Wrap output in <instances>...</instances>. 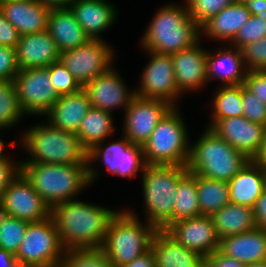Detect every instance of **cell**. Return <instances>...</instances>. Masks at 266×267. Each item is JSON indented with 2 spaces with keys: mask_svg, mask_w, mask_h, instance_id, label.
Masks as SVG:
<instances>
[{
  "mask_svg": "<svg viewBox=\"0 0 266 267\" xmlns=\"http://www.w3.org/2000/svg\"><path fill=\"white\" fill-rule=\"evenodd\" d=\"M118 211L71 199L51 209L62 246L66 249L100 248Z\"/></svg>",
  "mask_w": 266,
  "mask_h": 267,
  "instance_id": "cell-1",
  "label": "cell"
},
{
  "mask_svg": "<svg viewBox=\"0 0 266 267\" xmlns=\"http://www.w3.org/2000/svg\"><path fill=\"white\" fill-rule=\"evenodd\" d=\"M184 3V6L166 4L157 10L140 42L144 51L171 55L200 40V27L189 16Z\"/></svg>",
  "mask_w": 266,
  "mask_h": 267,
  "instance_id": "cell-2",
  "label": "cell"
},
{
  "mask_svg": "<svg viewBox=\"0 0 266 267\" xmlns=\"http://www.w3.org/2000/svg\"><path fill=\"white\" fill-rule=\"evenodd\" d=\"M20 172L51 209L90 185L88 164L20 163Z\"/></svg>",
  "mask_w": 266,
  "mask_h": 267,
  "instance_id": "cell-3",
  "label": "cell"
},
{
  "mask_svg": "<svg viewBox=\"0 0 266 267\" xmlns=\"http://www.w3.org/2000/svg\"><path fill=\"white\" fill-rule=\"evenodd\" d=\"M22 147L30 155L20 163L88 164L87 150L75 133L47 124H36L22 132Z\"/></svg>",
  "mask_w": 266,
  "mask_h": 267,
  "instance_id": "cell-4",
  "label": "cell"
},
{
  "mask_svg": "<svg viewBox=\"0 0 266 267\" xmlns=\"http://www.w3.org/2000/svg\"><path fill=\"white\" fill-rule=\"evenodd\" d=\"M249 160L207 126L190 145L186 169L204 178L229 182Z\"/></svg>",
  "mask_w": 266,
  "mask_h": 267,
  "instance_id": "cell-5",
  "label": "cell"
},
{
  "mask_svg": "<svg viewBox=\"0 0 266 267\" xmlns=\"http://www.w3.org/2000/svg\"><path fill=\"white\" fill-rule=\"evenodd\" d=\"M139 220L133 210L125 209L118 211L110 221L100 248L112 267H122L150 249L157 229Z\"/></svg>",
  "mask_w": 266,
  "mask_h": 267,
  "instance_id": "cell-6",
  "label": "cell"
},
{
  "mask_svg": "<svg viewBox=\"0 0 266 267\" xmlns=\"http://www.w3.org/2000/svg\"><path fill=\"white\" fill-rule=\"evenodd\" d=\"M187 172L186 166L147 165L142 173L146 221L157 230L173 223L178 182Z\"/></svg>",
  "mask_w": 266,
  "mask_h": 267,
  "instance_id": "cell-7",
  "label": "cell"
},
{
  "mask_svg": "<svg viewBox=\"0 0 266 267\" xmlns=\"http://www.w3.org/2000/svg\"><path fill=\"white\" fill-rule=\"evenodd\" d=\"M177 106H173L160 120L142 146L147 165L186 166L190 140Z\"/></svg>",
  "mask_w": 266,
  "mask_h": 267,
  "instance_id": "cell-8",
  "label": "cell"
},
{
  "mask_svg": "<svg viewBox=\"0 0 266 267\" xmlns=\"http://www.w3.org/2000/svg\"><path fill=\"white\" fill-rule=\"evenodd\" d=\"M105 141L99 142L87 151L88 179L90 184L98 177V170L92 166V162L101 160L108 172L121 177L132 178L138 171L144 172L145 162L141 145L133 144L124 135L121 140L112 142L108 146ZM104 145V146H103ZM106 146V147H105Z\"/></svg>",
  "mask_w": 266,
  "mask_h": 267,
  "instance_id": "cell-9",
  "label": "cell"
},
{
  "mask_svg": "<svg viewBox=\"0 0 266 267\" xmlns=\"http://www.w3.org/2000/svg\"><path fill=\"white\" fill-rule=\"evenodd\" d=\"M65 250L50 216L43 221L28 224L15 259L24 266L60 263Z\"/></svg>",
  "mask_w": 266,
  "mask_h": 267,
  "instance_id": "cell-10",
  "label": "cell"
},
{
  "mask_svg": "<svg viewBox=\"0 0 266 267\" xmlns=\"http://www.w3.org/2000/svg\"><path fill=\"white\" fill-rule=\"evenodd\" d=\"M13 83L25 115L44 116L60 97L52 85L48 67L19 69Z\"/></svg>",
  "mask_w": 266,
  "mask_h": 267,
  "instance_id": "cell-11",
  "label": "cell"
},
{
  "mask_svg": "<svg viewBox=\"0 0 266 267\" xmlns=\"http://www.w3.org/2000/svg\"><path fill=\"white\" fill-rule=\"evenodd\" d=\"M114 52L105 40H89L86 44L60 53L61 62L83 87L112 68Z\"/></svg>",
  "mask_w": 266,
  "mask_h": 267,
  "instance_id": "cell-12",
  "label": "cell"
},
{
  "mask_svg": "<svg viewBox=\"0 0 266 267\" xmlns=\"http://www.w3.org/2000/svg\"><path fill=\"white\" fill-rule=\"evenodd\" d=\"M0 213L34 223L48 219L51 208L19 172L3 192Z\"/></svg>",
  "mask_w": 266,
  "mask_h": 267,
  "instance_id": "cell-13",
  "label": "cell"
},
{
  "mask_svg": "<svg viewBox=\"0 0 266 267\" xmlns=\"http://www.w3.org/2000/svg\"><path fill=\"white\" fill-rule=\"evenodd\" d=\"M146 52L150 60L142 71L140 88L135 89V94L141 98L166 100L176 106L182 94L176 86L171 55Z\"/></svg>",
  "mask_w": 266,
  "mask_h": 267,
  "instance_id": "cell-14",
  "label": "cell"
},
{
  "mask_svg": "<svg viewBox=\"0 0 266 267\" xmlns=\"http://www.w3.org/2000/svg\"><path fill=\"white\" fill-rule=\"evenodd\" d=\"M172 107L166 100L141 98L136 95L124 112L123 135L133 144L143 146Z\"/></svg>",
  "mask_w": 266,
  "mask_h": 267,
  "instance_id": "cell-15",
  "label": "cell"
},
{
  "mask_svg": "<svg viewBox=\"0 0 266 267\" xmlns=\"http://www.w3.org/2000/svg\"><path fill=\"white\" fill-rule=\"evenodd\" d=\"M208 128L253 160L262 150L265 138V125L251 122L244 116L211 120Z\"/></svg>",
  "mask_w": 266,
  "mask_h": 267,
  "instance_id": "cell-16",
  "label": "cell"
},
{
  "mask_svg": "<svg viewBox=\"0 0 266 267\" xmlns=\"http://www.w3.org/2000/svg\"><path fill=\"white\" fill-rule=\"evenodd\" d=\"M177 243L203 258L219 249L214 221L209 215H199L170 224L164 230Z\"/></svg>",
  "mask_w": 266,
  "mask_h": 267,
  "instance_id": "cell-17",
  "label": "cell"
},
{
  "mask_svg": "<svg viewBox=\"0 0 266 267\" xmlns=\"http://www.w3.org/2000/svg\"><path fill=\"white\" fill-rule=\"evenodd\" d=\"M90 100L91 107L112 113L114 109L125 111L136 96L135 90H129L115 68L95 77L83 87Z\"/></svg>",
  "mask_w": 266,
  "mask_h": 267,
  "instance_id": "cell-18",
  "label": "cell"
},
{
  "mask_svg": "<svg viewBox=\"0 0 266 267\" xmlns=\"http://www.w3.org/2000/svg\"><path fill=\"white\" fill-rule=\"evenodd\" d=\"M207 50L200 46V40L190 48L171 54L176 86L185 92L203 88L207 80Z\"/></svg>",
  "mask_w": 266,
  "mask_h": 267,
  "instance_id": "cell-19",
  "label": "cell"
},
{
  "mask_svg": "<svg viewBox=\"0 0 266 267\" xmlns=\"http://www.w3.org/2000/svg\"><path fill=\"white\" fill-rule=\"evenodd\" d=\"M68 8L91 40L112 26L118 16L116 7L106 0H73Z\"/></svg>",
  "mask_w": 266,
  "mask_h": 267,
  "instance_id": "cell-20",
  "label": "cell"
},
{
  "mask_svg": "<svg viewBox=\"0 0 266 267\" xmlns=\"http://www.w3.org/2000/svg\"><path fill=\"white\" fill-rule=\"evenodd\" d=\"M59 58L60 52L48 31L21 35L16 45L19 69L45 68Z\"/></svg>",
  "mask_w": 266,
  "mask_h": 267,
  "instance_id": "cell-21",
  "label": "cell"
},
{
  "mask_svg": "<svg viewBox=\"0 0 266 267\" xmlns=\"http://www.w3.org/2000/svg\"><path fill=\"white\" fill-rule=\"evenodd\" d=\"M0 10L20 36L47 31L51 8L39 1H0Z\"/></svg>",
  "mask_w": 266,
  "mask_h": 267,
  "instance_id": "cell-22",
  "label": "cell"
},
{
  "mask_svg": "<svg viewBox=\"0 0 266 267\" xmlns=\"http://www.w3.org/2000/svg\"><path fill=\"white\" fill-rule=\"evenodd\" d=\"M231 47V49H230ZM207 51V80H220L222 86L244 84L248 69L237 47ZM217 52V53H216Z\"/></svg>",
  "mask_w": 266,
  "mask_h": 267,
  "instance_id": "cell-23",
  "label": "cell"
},
{
  "mask_svg": "<svg viewBox=\"0 0 266 267\" xmlns=\"http://www.w3.org/2000/svg\"><path fill=\"white\" fill-rule=\"evenodd\" d=\"M90 108L86 91L81 88L75 93L60 95L44 116L48 117V122L52 126L76 134Z\"/></svg>",
  "mask_w": 266,
  "mask_h": 267,
  "instance_id": "cell-24",
  "label": "cell"
},
{
  "mask_svg": "<svg viewBox=\"0 0 266 267\" xmlns=\"http://www.w3.org/2000/svg\"><path fill=\"white\" fill-rule=\"evenodd\" d=\"M218 250L245 265L266 261V231L256 227L245 233L222 238Z\"/></svg>",
  "mask_w": 266,
  "mask_h": 267,
  "instance_id": "cell-25",
  "label": "cell"
},
{
  "mask_svg": "<svg viewBox=\"0 0 266 267\" xmlns=\"http://www.w3.org/2000/svg\"><path fill=\"white\" fill-rule=\"evenodd\" d=\"M230 202L253 208L256 200L266 189V172L254 160L245 166L228 182Z\"/></svg>",
  "mask_w": 266,
  "mask_h": 267,
  "instance_id": "cell-26",
  "label": "cell"
},
{
  "mask_svg": "<svg viewBox=\"0 0 266 267\" xmlns=\"http://www.w3.org/2000/svg\"><path fill=\"white\" fill-rule=\"evenodd\" d=\"M150 248L156 267H204L205 258L177 243L164 230L155 232Z\"/></svg>",
  "mask_w": 266,
  "mask_h": 267,
  "instance_id": "cell-27",
  "label": "cell"
},
{
  "mask_svg": "<svg viewBox=\"0 0 266 267\" xmlns=\"http://www.w3.org/2000/svg\"><path fill=\"white\" fill-rule=\"evenodd\" d=\"M250 16L244 3H232L200 27V38L205 35L207 38L231 43Z\"/></svg>",
  "mask_w": 266,
  "mask_h": 267,
  "instance_id": "cell-28",
  "label": "cell"
},
{
  "mask_svg": "<svg viewBox=\"0 0 266 267\" xmlns=\"http://www.w3.org/2000/svg\"><path fill=\"white\" fill-rule=\"evenodd\" d=\"M47 31L60 53L84 45L90 40L69 8L51 9Z\"/></svg>",
  "mask_w": 266,
  "mask_h": 267,
  "instance_id": "cell-29",
  "label": "cell"
},
{
  "mask_svg": "<svg viewBox=\"0 0 266 267\" xmlns=\"http://www.w3.org/2000/svg\"><path fill=\"white\" fill-rule=\"evenodd\" d=\"M211 217L219 240L257 227L253 208L248 206L229 203Z\"/></svg>",
  "mask_w": 266,
  "mask_h": 267,
  "instance_id": "cell-30",
  "label": "cell"
},
{
  "mask_svg": "<svg viewBox=\"0 0 266 267\" xmlns=\"http://www.w3.org/2000/svg\"><path fill=\"white\" fill-rule=\"evenodd\" d=\"M113 114L91 107L83 118L76 135L82 146L88 151L99 142L114 133Z\"/></svg>",
  "mask_w": 266,
  "mask_h": 267,
  "instance_id": "cell-31",
  "label": "cell"
},
{
  "mask_svg": "<svg viewBox=\"0 0 266 267\" xmlns=\"http://www.w3.org/2000/svg\"><path fill=\"white\" fill-rule=\"evenodd\" d=\"M198 204L201 215L212 216L231 203L228 182L204 178L196 174Z\"/></svg>",
  "mask_w": 266,
  "mask_h": 267,
  "instance_id": "cell-32",
  "label": "cell"
},
{
  "mask_svg": "<svg viewBox=\"0 0 266 267\" xmlns=\"http://www.w3.org/2000/svg\"><path fill=\"white\" fill-rule=\"evenodd\" d=\"M199 215L196 174L188 171L178 182L173 223Z\"/></svg>",
  "mask_w": 266,
  "mask_h": 267,
  "instance_id": "cell-33",
  "label": "cell"
},
{
  "mask_svg": "<svg viewBox=\"0 0 266 267\" xmlns=\"http://www.w3.org/2000/svg\"><path fill=\"white\" fill-rule=\"evenodd\" d=\"M212 99L211 120L243 116L242 84L217 88Z\"/></svg>",
  "mask_w": 266,
  "mask_h": 267,
  "instance_id": "cell-34",
  "label": "cell"
},
{
  "mask_svg": "<svg viewBox=\"0 0 266 267\" xmlns=\"http://www.w3.org/2000/svg\"><path fill=\"white\" fill-rule=\"evenodd\" d=\"M23 115L14 83L0 82V131L20 123Z\"/></svg>",
  "mask_w": 266,
  "mask_h": 267,
  "instance_id": "cell-35",
  "label": "cell"
},
{
  "mask_svg": "<svg viewBox=\"0 0 266 267\" xmlns=\"http://www.w3.org/2000/svg\"><path fill=\"white\" fill-rule=\"evenodd\" d=\"M61 267H112L101 248L65 250Z\"/></svg>",
  "mask_w": 266,
  "mask_h": 267,
  "instance_id": "cell-36",
  "label": "cell"
},
{
  "mask_svg": "<svg viewBox=\"0 0 266 267\" xmlns=\"http://www.w3.org/2000/svg\"><path fill=\"white\" fill-rule=\"evenodd\" d=\"M28 224L24 220L0 213V248L15 255Z\"/></svg>",
  "mask_w": 266,
  "mask_h": 267,
  "instance_id": "cell-37",
  "label": "cell"
},
{
  "mask_svg": "<svg viewBox=\"0 0 266 267\" xmlns=\"http://www.w3.org/2000/svg\"><path fill=\"white\" fill-rule=\"evenodd\" d=\"M264 37H266V15H251L229 46L241 50L248 44Z\"/></svg>",
  "mask_w": 266,
  "mask_h": 267,
  "instance_id": "cell-38",
  "label": "cell"
},
{
  "mask_svg": "<svg viewBox=\"0 0 266 267\" xmlns=\"http://www.w3.org/2000/svg\"><path fill=\"white\" fill-rule=\"evenodd\" d=\"M189 16L201 27L210 18L233 3V0H184Z\"/></svg>",
  "mask_w": 266,
  "mask_h": 267,
  "instance_id": "cell-39",
  "label": "cell"
},
{
  "mask_svg": "<svg viewBox=\"0 0 266 267\" xmlns=\"http://www.w3.org/2000/svg\"><path fill=\"white\" fill-rule=\"evenodd\" d=\"M48 68L52 85L59 95L75 93L82 88L61 60L53 62Z\"/></svg>",
  "mask_w": 266,
  "mask_h": 267,
  "instance_id": "cell-40",
  "label": "cell"
},
{
  "mask_svg": "<svg viewBox=\"0 0 266 267\" xmlns=\"http://www.w3.org/2000/svg\"><path fill=\"white\" fill-rule=\"evenodd\" d=\"M241 51L248 71L266 70V37L248 44Z\"/></svg>",
  "mask_w": 266,
  "mask_h": 267,
  "instance_id": "cell-41",
  "label": "cell"
},
{
  "mask_svg": "<svg viewBox=\"0 0 266 267\" xmlns=\"http://www.w3.org/2000/svg\"><path fill=\"white\" fill-rule=\"evenodd\" d=\"M243 116L251 122L266 126V103L254 97V94L242 84Z\"/></svg>",
  "mask_w": 266,
  "mask_h": 267,
  "instance_id": "cell-42",
  "label": "cell"
},
{
  "mask_svg": "<svg viewBox=\"0 0 266 267\" xmlns=\"http://www.w3.org/2000/svg\"><path fill=\"white\" fill-rule=\"evenodd\" d=\"M18 71L16 47L0 45V82H13Z\"/></svg>",
  "mask_w": 266,
  "mask_h": 267,
  "instance_id": "cell-43",
  "label": "cell"
},
{
  "mask_svg": "<svg viewBox=\"0 0 266 267\" xmlns=\"http://www.w3.org/2000/svg\"><path fill=\"white\" fill-rule=\"evenodd\" d=\"M244 86L254 94V97L266 103V70L248 71Z\"/></svg>",
  "mask_w": 266,
  "mask_h": 267,
  "instance_id": "cell-44",
  "label": "cell"
},
{
  "mask_svg": "<svg viewBox=\"0 0 266 267\" xmlns=\"http://www.w3.org/2000/svg\"><path fill=\"white\" fill-rule=\"evenodd\" d=\"M20 172V162H13L5 153L0 157V203L3 192Z\"/></svg>",
  "mask_w": 266,
  "mask_h": 267,
  "instance_id": "cell-45",
  "label": "cell"
},
{
  "mask_svg": "<svg viewBox=\"0 0 266 267\" xmlns=\"http://www.w3.org/2000/svg\"><path fill=\"white\" fill-rule=\"evenodd\" d=\"M20 38L17 29L6 20L0 10V45L16 47Z\"/></svg>",
  "mask_w": 266,
  "mask_h": 267,
  "instance_id": "cell-46",
  "label": "cell"
},
{
  "mask_svg": "<svg viewBox=\"0 0 266 267\" xmlns=\"http://www.w3.org/2000/svg\"><path fill=\"white\" fill-rule=\"evenodd\" d=\"M204 267H246V265L216 250L204 259Z\"/></svg>",
  "mask_w": 266,
  "mask_h": 267,
  "instance_id": "cell-47",
  "label": "cell"
},
{
  "mask_svg": "<svg viewBox=\"0 0 266 267\" xmlns=\"http://www.w3.org/2000/svg\"><path fill=\"white\" fill-rule=\"evenodd\" d=\"M253 212L257 227L266 231V189L256 200Z\"/></svg>",
  "mask_w": 266,
  "mask_h": 267,
  "instance_id": "cell-48",
  "label": "cell"
},
{
  "mask_svg": "<svg viewBox=\"0 0 266 267\" xmlns=\"http://www.w3.org/2000/svg\"><path fill=\"white\" fill-rule=\"evenodd\" d=\"M122 267H156L155 258L151 248Z\"/></svg>",
  "mask_w": 266,
  "mask_h": 267,
  "instance_id": "cell-49",
  "label": "cell"
},
{
  "mask_svg": "<svg viewBox=\"0 0 266 267\" xmlns=\"http://www.w3.org/2000/svg\"><path fill=\"white\" fill-rule=\"evenodd\" d=\"M244 4L251 15H266V0H248Z\"/></svg>",
  "mask_w": 266,
  "mask_h": 267,
  "instance_id": "cell-50",
  "label": "cell"
},
{
  "mask_svg": "<svg viewBox=\"0 0 266 267\" xmlns=\"http://www.w3.org/2000/svg\"><path fill=\"white\" fill-rule=\"evenodd\" d=\"M0 267H25L18 260L15 255L0 248Z\"/></svg>",
  "mask_w": 266,
  "mask_h": 267,
  "instance_id": "cell-51",
  "label": "cell"
},
{
  "mask_svg": "<svg viewBox=\"0 0 266 267\" xmlns=\"http://www.w3.org/2000/svg\"><path fill=\"white\" fill-rule=\"evenodd\" d=\"M37 1H39L48 8L58 9V8H68L69 4L73 0H37Z\"/></svg>",
  "mask_w": 266,
  "mask_h": 267,
  "instance_id": "cell-52",
  "label": "cell"
},
{
  "mask_svg": "<svg viewBox=\"0 0 266 267\" xmlns=\"http://www.w3.org/2000/svg\"><path fill=\"white\" fill-rule=\"evenodd\" d=\"M253 160L266 172V144L263 145L262 150Z\"/></svg>",
  "mask_w": 266,
  "mask_h": 267,
  "instance_id": "cell-53",
  "label": "cell"
},
{
  "mask_svg": "<svg viewBox=\"0 0 266 267\" xmlns=\"http://www.w3.org/2000/svg\"><path fill=\"white\" fill-rule=\"evenodd\" d=\"M25 267H61V263H48L44 265H31V266H25Z\"/></svg>",
  "mask_w": 266,
  "mask_h": 267,
  "instance_id": "cell-54",
  "label": "cell"
},
{
  "mask_svg": "<svg viewBox=\"0 0 266 267\" xmlns=\"http://www.w3.org/2000/svg\"><path fill=\"white\" fill-rule=\"evenodd\" d=\"M246 267H266V261L246 264Z\"/></svg>",
  "mask_w": 266,
  "mask_h": 267,
  "instance_id": "cell-55",
  "label": "cell"
},
{
  "mask_svg": "<svg viewBox=\"0 0 266 267\" xmlns=\"http://www.w3.org/2000/svg\"><path fill=\"white\" fill-rule=\"evenodd\" d=\"M5 144L4 141L2 140L1 136H0V157L4 154V148H5Z\"/></svg>",
  "mask_w": 266,
  "mask_h": 267,
  "instance_id": "cell-56",
  "label": "cell"
},
{
  "mask_svg": "<svg viewBox=\"0 0 266 267\" xmlns=\"http://www.w3.org/2000/svg\"><path fill=\"white\" fill-rule=\"evenodd\" d=\"M0 1H19V2H26V1H37V0H0Z\"/></svg>",
  "mask_w": 266,
  "mask_h": 267,
  "instance_id": "cell-57",
  "label": "cell"
},
{
  "mask_svg": "<svg viewBox=\"0 0 266 267\" xmlns=\"http://www.w3.org/2000/svg\"><path fill=\"white\" fill-rule=\"evenodd\" d=\"M248 0H233V3H245Z\"/></svg>",
  "mask_w": 266,
  "mask_h": 267,
  "instance_id": "cell-58",
  "label": "cell"
},
{
  "mask_svg": "<svg viewBox=\"0 0 266 267\" xmlns=\"http://www.w3.org/2000/svg\"><path fill=\"white\" fill-rule=\"evenodd\" d=\"M264 144H266V126H265V138H264Z\"/></svg>",
  "mask_w": 266,
  "mask_h": 267,
  "instance_id": "cell-59",
  "label": "cell"
}]
</instances>
